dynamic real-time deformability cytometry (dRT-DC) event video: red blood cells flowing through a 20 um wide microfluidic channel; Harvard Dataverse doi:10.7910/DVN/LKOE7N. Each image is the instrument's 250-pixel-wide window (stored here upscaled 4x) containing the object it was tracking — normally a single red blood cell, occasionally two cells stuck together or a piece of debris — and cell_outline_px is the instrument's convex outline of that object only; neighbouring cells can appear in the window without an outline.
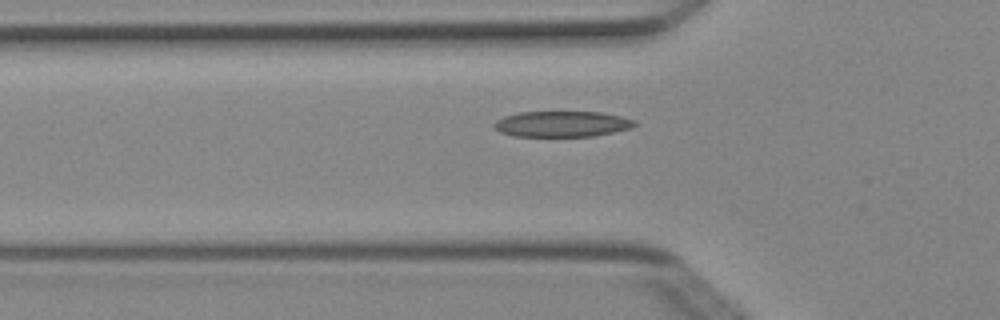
{"species": "Egyptian fruit bat (a non-hibernating species)", "species_latin": "Rousettus aegyptiacus", "temperature_condition": "cold", "stored_images_in_passage": 7, "segment_of_instrument_passage": [2, 2], "camera_frame_rate_fps": 3000, "um_per_image_px": 0.085, "animal": {"sex": "female"}, "frame": {"image": 1, "passage_image": 7, "time_ms": 2.0, "image_size_px": [1000, 320], "cell_outline_px": [[636, 124], [632, 128], [592, 136], [512, 136], [500, 132], [492, 124], [496, 120], [504, 116], [520, 112], [600, 112], [620, 116], [636, 120]], "centroid_in_image_um": [47.76, 10.53], "position_along_channel_um": 78.0, "area_um2": 21.04}}